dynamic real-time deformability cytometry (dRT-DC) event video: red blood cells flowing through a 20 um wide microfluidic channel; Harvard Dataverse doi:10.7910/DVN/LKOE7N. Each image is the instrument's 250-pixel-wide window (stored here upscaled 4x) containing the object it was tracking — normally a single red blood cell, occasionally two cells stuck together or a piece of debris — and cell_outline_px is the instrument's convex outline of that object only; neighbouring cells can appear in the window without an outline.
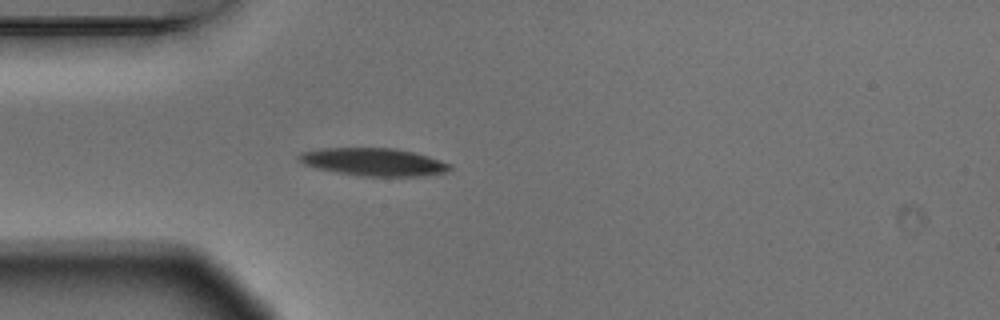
{"species": "Egyptian fruit bat (a non-hibernating species)", "species_latin": "Rousettus aegyptiacus", "temperature_condition": "warm", "stored_images_in_passage": 4, "camera_frame_rate_fps": 3000, "um_per_image_px": 0.085, "animal": {"sex": "male"}, "frame": {"image": 1, "passage_image": 4, "time_ms": 1.0, "image_size_px": [1000, 320], "cell_outline_px": [[452, 168], [444, 172], [424, 176], [360, 176], [336, 172], [316, 168], [304, 164], [296, 160], [296, 156], [300, 152], [320, 148], [396, 148], [428, 156], [452, 164]], "centroid_in_image_um": [31.71, 13.76], "position_along_channel_um": 53.3, "area_um2": 24.57}}